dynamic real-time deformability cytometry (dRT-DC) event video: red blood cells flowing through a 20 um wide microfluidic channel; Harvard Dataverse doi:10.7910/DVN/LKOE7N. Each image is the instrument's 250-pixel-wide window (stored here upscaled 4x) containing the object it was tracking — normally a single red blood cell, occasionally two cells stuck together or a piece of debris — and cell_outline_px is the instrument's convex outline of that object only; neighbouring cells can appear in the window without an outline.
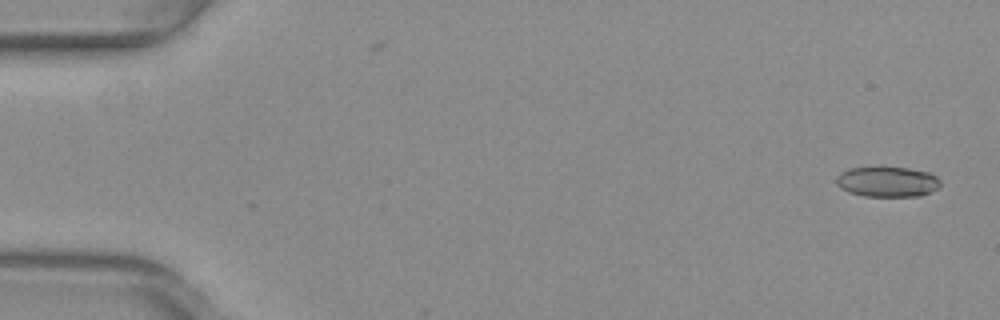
{"species": "common noctule bat (a hibernating species)", "species_latin": "Nyctalus noctula", "temperature_condition": "warm", "stored_images_in_passage": 19, "camera_frame_rate_fps": 3000, "um_per_image_px": 0.085, "animal": {"sex": "female", "body_mass_g": 29.2, "forearm_length_mm": 56.3}, "frame": {"image": 1, "passage_image": 3, "time_ms": 0.667, "image_size_px": [1000, 320], "cell_outline_px": [[940, 184], [936, 188], [920, 196], [864, 196], [848, 192], [840, 188], [836, 184], [836, 176], [840, 172], [848, 168], [880, 164], [908, 168], [932, 172], [940, 180]], "centroid_in_image_um": [75.37, 15.39], "position_along_channel_um": 9.6, "area_um2": 19.19}}
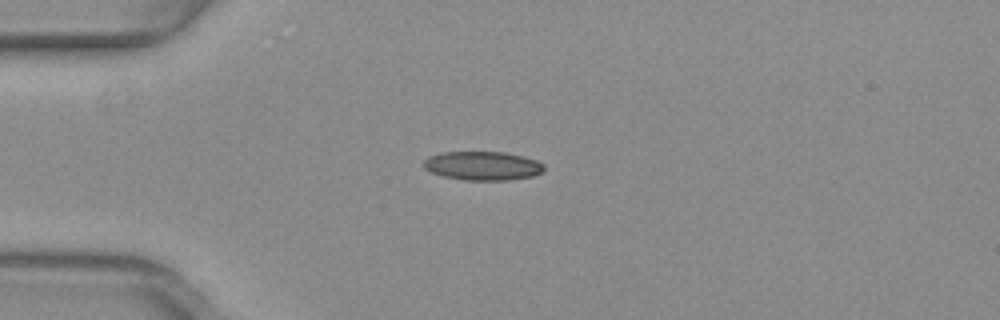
{"frame": {"image": 2, "passage_image": 15, "time_ms": 4.667, "image_size_px": [1000, 320], "cell_outline_px": [[544, 168], [540, 172], [532, 176], [508, 180], [464, 180], [444, 176], [432, 172], [424, 168], [420, 164], [428, 156], [440, 152], [504, 152], [536, 160], [544, 164]], "centroid_in_image_um": [40.97, 14.09], "position_along_channel_um": 44.0, "area_um2": 20.17}}